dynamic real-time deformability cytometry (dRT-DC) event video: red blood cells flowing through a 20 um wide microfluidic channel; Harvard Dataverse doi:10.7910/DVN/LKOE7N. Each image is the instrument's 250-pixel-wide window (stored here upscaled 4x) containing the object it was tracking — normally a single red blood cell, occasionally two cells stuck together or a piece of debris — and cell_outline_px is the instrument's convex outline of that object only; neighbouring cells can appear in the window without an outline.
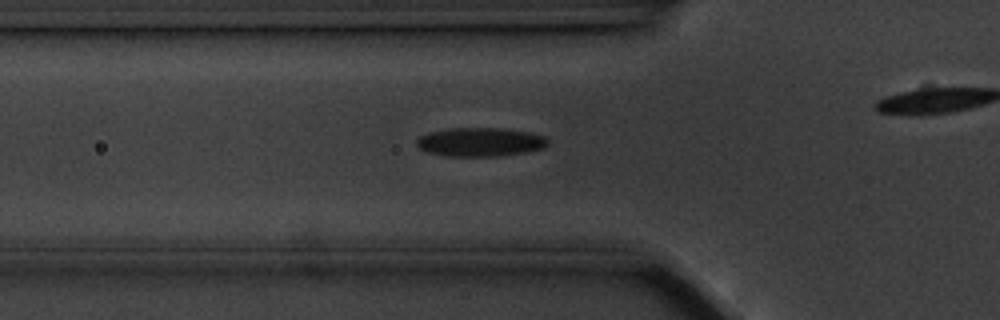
{"species": "common noctule bat (a hibernating species)", "species_latin": "Nyctalus noctula", "temperature_condition": "cold", "stored_images_in_passage": 31, "camera_frame_rate_fps": 3000, "um_per_image_px": 0.085, "animal": {"sex": "male", "body_mass_g": 20.1, "forearm_length_mm": 53.5}, "frame": {"image": 1, "passage_image": 5, "time_ms": 1.333, "image_size_px": [1000, 320], "cell_outline_px": [[548, 144], [544, 148], [524, 152], [496, 156], [444, 156], [428, 152], [420, 148], [416, 144], [416, 140], [420, 136], [432, 132], [448, 128], [500, 128], [528, 132], [544, 136], [548, 140]], "centroid_in_image_um": [40.81, 12.07], "position_along_channel_um": 85.0, "area_um2": 21.85}}